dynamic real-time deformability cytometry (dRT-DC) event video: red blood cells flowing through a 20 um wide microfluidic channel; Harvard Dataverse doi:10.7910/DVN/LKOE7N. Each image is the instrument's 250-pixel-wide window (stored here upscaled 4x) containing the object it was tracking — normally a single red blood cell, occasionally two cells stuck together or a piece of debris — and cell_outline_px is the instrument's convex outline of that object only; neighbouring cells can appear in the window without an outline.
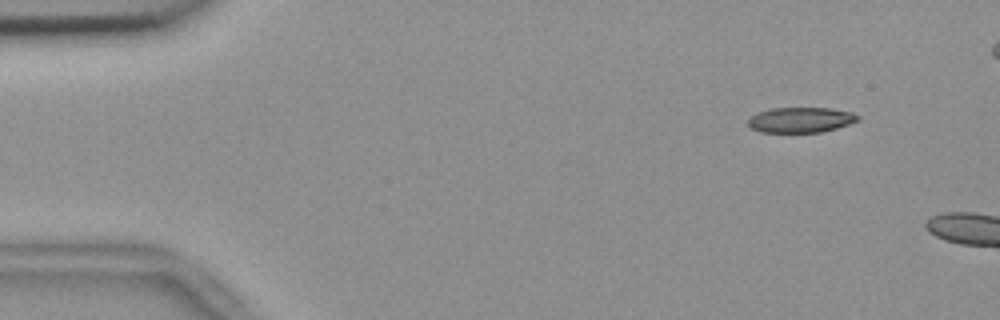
{"species": "common noctule bat (a hibernating species)", "species_latin": "Nyctalus noctula", "temperature_condition": "room temperature", "stored_images_in_passage": 9, "camera_frame_rate_fps": 3000, "um_per_image_px": 0.085, "animal": {"sex": "female", "body_mass_g": 18.4}, "frame": {"image": 1, "passage_image": 6, "time_ms": 1.667, "image_size_px": [1000, 320], "cell_outline_px": [[860, 120], [836, 128], [820, 132], [760, 132], [752, 128], [748, 124], [748, 120], [756, 112], [768, 108], [828, 108], [852, 112], [860, 116]], "centroid_in_image_um": [68.05, 10.18], "position_along_channel_um": 16.9, "area_um2": 16.18}}